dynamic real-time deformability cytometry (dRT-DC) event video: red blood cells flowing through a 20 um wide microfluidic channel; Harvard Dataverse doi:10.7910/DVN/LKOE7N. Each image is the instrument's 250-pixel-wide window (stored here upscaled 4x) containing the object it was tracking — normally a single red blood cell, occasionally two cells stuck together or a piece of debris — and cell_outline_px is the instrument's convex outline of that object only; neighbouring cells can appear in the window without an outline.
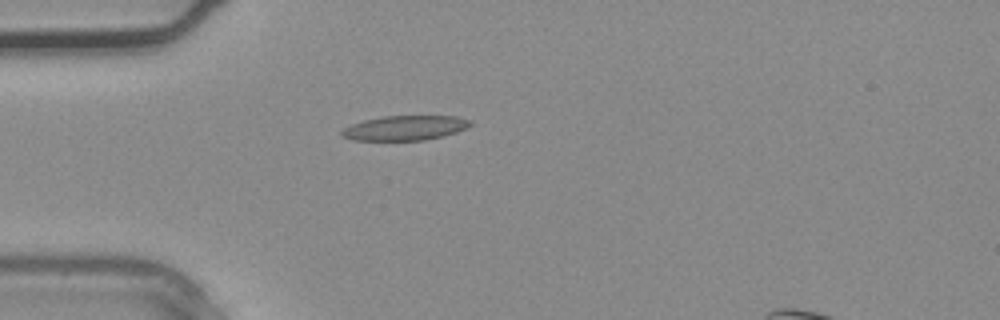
{"species": "common noctule bat (a hibernating species)", "species_latin": "Nyctalus noctula", "temperature_condition": "warm", "stored_images_in_passage": 37, "camera_frame_rate_fps": 3000, "um_per_image_px": 0.085, "animal": {"sex": "male", "body_mass_g": 20.4}, "frame": {"image": 1, "passage_image": 11, "time_ms": 3.333, "image_size_px": [1000, 320], "cell_outline_px": [[472, 124], [456, 132], [444, 136], [424, 140], [352, 140], [340, 136], [340, 132], [344, 128], [352, 124], [364, 120], [384, 116], [456, 116], [472, 120]], "centroid_in_image_um": [34.41, 10.87], "position_along_channel_um": 50.6, "area_um2": 18.5}}